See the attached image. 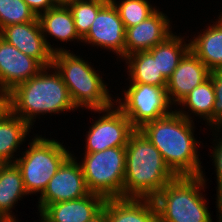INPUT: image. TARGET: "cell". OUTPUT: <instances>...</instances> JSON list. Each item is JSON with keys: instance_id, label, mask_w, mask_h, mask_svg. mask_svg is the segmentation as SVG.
Masks as SVG:
<instances>
[{"instance_id": "33", "label": "cell", "mask_w": 222, "mask_h": 222, "mask_svg": "<svg viewBox=\"0 0 222 222\" xmlns=\"http://www.w3.org/2000/svg\"><path fill=\"white\" fill-rule=\"evenodd\" d=\"M0 222H18L14 215L0 216Z\"/></svg>"}, {"instance_id": "9", "label": "cell", "mask_w": 222, "mask_h": 222, "mask_svg": "<svg viewBox=\"0 0 222 222\" xmlns=\"http://www.w3.org/2000/svg\"><path fill=\"white\" fill-rule=\"evenodd\" d=\"M91 111L103 115L93 122L86 134L85 153L126 147L129 136L135 129L124 113L115 104L106 109H91Z\"/></svg>"}, {"instance_id": "22", "label": "cell", "mask_w": 222, "mask_h": 222, "mask_svg": "<svg viewBox=\"0 0 222 222\" xmlns=\"http://www.w3.org/2000/svg\"><path fill=\"white\" fill-rule=\"evenodd\" d=\"M28 195L20 169L8 163L0 172V216L12 215V208Z\"/></svg>"}, {"instance_id": "1", "label": "cell", "mask_w": 222, "mask_h": 222, "mask_svg": "<svg viewBox=\"0 0 222 222\" xmlns=\"http://www.w3.org/2000/svg\"><path fill=\"white\" fill-rule=\"evenodd\" d=\"M188 113L180 108L174 109L139 129L160 151L166 165L177 177L200 176L203 172L197 154L200 143L194 137L193 114Z\"/></svg>"}, {"instance_id": "10", "label": "cell", "mask_w": 222, "mask_h": 222, "mask_svg": "<svg viewBox=\"0 0 222 222\" xmlns=\"http://www.w3.org/2000/svg\"><path fill=\"white\" fill-rule=\"evenodd\" d=\"M72 154L50 179L38 199L39 213L49 204L70 201L89 195L82 167Z\"/></svg>"}, {"instance_id": "4", "label": "cell", "mask_w": 222, "mask_h": 222, "mask_svg": "<svg viewBox=\"0 0 222 222\" xmlns=\"http://www.w3.org/2000/svg\"><path fill=\"white\" fill-rule=\"evenodd\" d=\"M206 182L203 172L200 176H178L169 182L153 198L158 222H213L201 192H205Z\"/></svg>"}, {"instance_id": "8", "label": "cell", "mask_w": 222, "mask_h": 222, "mask_svg": "<svg viewBox=\"0 0 222 222\" xmlns=\"http://www.w3.org/2000/svg\"><path fill=\"white\" fill-rule=\"evenodd\" d=\"M129 84L127 91H123L124 100L117 98L114 102L130 120L134 129H140L146 123L162 118L173 111L166 87L144 83Z\"/></svg>"}, {"instance_id": "26", "label": "cell", "mask_w": 222, "mask_h": 222, "mask_svg": "<svg viewBox=\"0 0 222 222\" xmlns=\"http://www.w3.org/2000/svg\"><path fill=\"white\" fill-rule=\"evenodd\" d=\"M110 1L117 8L125 28L139 24L157 10L148 0H121L120 3L116 0Z\"/></svg>"}, {"instance_id": "23", "label": "cell", "mask_w": 222, "mask_h": 222, "mask_svg": "<svg viewBox=\"0 0 222 222\" xmlns=\"http://www.w3.org/2000/svg\"><path fill=\"white\" fill-rule=\"evenodd\" d=\"M183 38L185 37L172 34L148 51L153 57H157L158 70L166 79L173 74L181 59L190 50V44Z\"/></svg>"}, {"instance_id": "19", "label": "cell", "mask_w": 222, "mask_h": 222, "mask_svg": "<svg viewBox=\"0 0 222 222\" xmlns=\"http://www.w3.org/2000/svg\"><path fill=\"white\" fill-rule=\"evenodd\" d=\"M215 23V24H214ZM190 50L212 71H222V14L189 41Z\"/></svg>"}, {"instance_id": "7", "label": "cell", "mask_w": 222, "mask_h": 222, "mask_svg": "<svg viewBox=\"0 0 222 222\" xmlns=\"http://www.w3.org/2000/svg\"><path fill=\"white\" fill-rule=\"evenodd\" d=\"M79 162L88 190L108 198H123L125 147H113L94 153H83Z\"/></svg>"}, {"instance_id": "17", "label": "cell", "mask_w": 222, "mask_h": 222, "mask_svg": "<svg viewBox=\"0 0 222 222\" xmlns=\"http://www.w3.org/2000/svg\"><path fill=\"white\" fill-rule=\"evenodd\" d=\"M103 209L108 222H158L153 199L108 198Z\"/></svg>"}, {"instance_id": "31", "label": "cell", "mask_w": 222, "mask_h": 222, "mask_svg": "<svg viewBox=\"0 0 222 222\" xmlns=\"http://www.w3.org/2000/svg\"><path fill=\"white\" fill-rule=\"evenodd\" d=\"M9 111V91L0 87V119Z\"/></svg>"}, {"instance_id": "30", "label": "cell", "mask_w": 222, "mask_h": 222, "mask_svg": "<svg viewBox=\"0 0 222 222\" xmlns=\"http://www.w3.org/2000/svg\"><path fill=\"white\" fill-rule=\"evenodd\" d=\"M24 1L37 17L40 14L47 12L49 9L56 6L53 0H24Z\"/></svg>"}, {"instance_id": "28", "label": "cell", "mask_w": 222, "mask_h": 222, "mask_svg": "<svg viewBox=\"0 0 222 222\" xmlns=\"http://www.w3.org/2000/svg\"><path fill=\"white\" fill-rule=\"evenodd\" d=\"M209 77L212 79L215 93L211 129H215V132L219 133L222 130V71H212Z\"/></svg>"}, {"instance_id": "24", "label": "cell", "mask_w": 222, "mask_h": 222, "mask_svg": "<svg viewBox=\"0 0 222 222\" xmlns=\"http://www.w3.org/2000/svg\"><path fill=\"white\" fill-rule=\"evenodd\" d=\"M215 102V93L212 79L209 77L201 85L195 87L177 105L189 109L193 114L199 116L212 128V109ZM184 106V107H183Z\"/></svg>"}, {"instance_id": "6", "label": "cell", "mask_w": 222, "mask_h": 222, "mask_svg": "<svg viewBox=\"0 0 222 222\" xmlns=\"http://www.w3.org/2000/svg\"><path fill=\"white\" fill-rule=\"evenodd\" d=\"M28 145L23 155L15 158V164L21 171L28 196L42 195L50 179L72 154L63 143L42 135H36Z\"/></svg>"}, {"instance_id": "5", "label": "cell", "mask_w": 222, "mask_h": 222, "mask_svg": "<svg viewBox=\"0 0 222 222\" xmlns=\"http://www.w3.org/2000/svg\"><path fill=\"white\" fill-rule=\"evenodd\" d=\"M88 61L69 50L53 54L52 67L68 88L70 98L78 109H106L115 104L102 76Z\"/></svg>"}, {"instance_id": "11", "label": "cell", "mask_w": 222, "mask_h": 222, "mask_svg": "<svg viewBox=\"0 0 222 222\" xmlns=\"http://www.w3.org/2000/svg\"><path fill=\"white\" fill-rule=\"evenodd\" d=\"M126 28L114 4L109 1L97 14L82 43L100 46L125 58Z\"/></svg>"}, {"instance_id": "34", "label": "cell", "mask_w": 222, "mask_h": 222, "mask_svg": "<svg viewBox=\"0 0 222 222\" xmlns=\"http://www.w3.org/2000/svg\"><path fill=\"white\" fill-rule=\"evenodd\" d=\"M56 5H68L74 0H53Z\"/></svg>"}, {"instance_id": "32", "label": "cell", "mask_w": 222, "mask_h": 222, "mask_svg": "<svg viewBox=\"0 0 222 222\" xmlns=\"http://www.w3.org/2000/svg\"><path fill=\"white\" fill-rule=\"evenodd\" d=\"M89 222H108L107 216H106V211L103 209L98 215H96Z\"/></svg>"}, {"instance_id": "35", "label": "cell", "mask_w": 222, "mask_h": 222, "mask_svg": "<svg viewBox=\"0 0 222 222\" xmlns=\"http://www.w3.org/2000/svg\"><path fill=\"white\" fill-rule=\"evenodd\" d=\"M8 163L0 157V172Z\"/></svg>"}, {"instance_id": "25", "label": "cell", "mask_w": 222, "mask_h": 222, "mask_svg": "<svg viewBox=\"0 0 222 222\" xmlns=\"http://www.w3.org/2000/svg\"><path fill=\"white\" fill-rule=\"evenodd\" d=\"M110 0H74L67 6L72 12L76 30L81 38L89 31L98 12Z\"/></svg>"}, {"instance_id": "27", "label": "cell", "mask_w": 222, "mask_h": 222, "mask_svg": "<svg viewBox=\"0 0 222 222\" xmlns=\"http://www.w3.org/2000/svg\"><path fill=\"white\" fill-rule=\"evenodd\" d=\"M37 18L24 0H0V31L12 24H22Z\"/></svg>"}, {"instance_id": "14", "label": "cell", "mask_w": 222, "mask_h": 222, "mask_svg": "<svg viewBox=\"0 0 222 222\" xmlns=\"http://www.w3.org/2000/svg\"><path fill=\"white\" fill-rule=\"evenodd\" d=\"M168 16L159 8L146 20L126 28L125 57L130 54L149 51L173 34Z\"/></svg>"}, {"instance_id": "12", "label": "cell", "mask_w": 222, "mask_h": 222, "mask_svg": "<svg viewBox=\"0 0 222 222\" xmlns=\"http://www.w3.org/2000/svg\"><path fill=\"white\" fill-rule=\"evenodd\" d=\"M0 36L43 67L52 66L54 53L46 44L38 17L31 22L6 26Z\"/></svg>"}, {"instance_id": "36", "label": "cell", "mask_w": 222, "mask_h": 222, "mask_svg": "<svg viewBox=\"0 0 222 222\" xmlns=\"http://www.w3.org/2000/svg\"><path fill=\"white\" fill-rule=\"evenodd\" d=\"M40 216H41L40 222H49V221H47L41 214H40Z\"/></svg>"}, {"instance_id": "16", "label": "cell", "mask_w": 222, "mask_h": 222, "mask_svg": "<svg viewBox=\"0 0 222 222\" xmlns=\"http://www.w3.org/2000/svg\"><path fill=\"white\" fill-rule=\"evenodd\" d=\"M106 198L90 193L79 199L47 205L40 214L49 222H89L98 215Z\"/></svg>"}, {"instance_id": "18", "label": "cell", "mask_w": 222, "mask_h": 222, "mask_svg": "<svg viewBox=\"0 0 222 222\" xmlns=\"http://www.w3.org/2000/svg\"><path fill=\"white\" fill-rule=\"evenodd\" d=\"M38 20L46 44L53 53L66 51V49L64 47H52L49 40H47L48 35L56 40H61L60 42L74 41V39L77 42H82V38L76 30L72 12L67 5H56L47 12L40 14Z\"/></svg>"}, {"instance_id": "21", "label": "cell", "mask_w": 222, "mask_h": 222, "mask_svg": "<svg viewBox=\"0 0 222 222\" xmlns=\"http://www.w3.org/2000/svg\"><path fill=\"white\" fill-rule=\"evenodd\" d=\"M125 60L129 83H144L156 87H166L167 79L158 70L157 57H153L148 51H140L129 56Z\"/></svg>"}, {"instance_id": "15", "label": "cell", "mask_w": 222, "mask_h": 222, "mask_svg": "<svg viewBox=\"0 0 222 222\" xmlns=\"http://www.w3.org/2000/svg\"><path fill=\"white\" fill-rule=\"evenodd\" d=\"M210 70L189 50L167 79L166 91L172 105L178 104L195 87L209 78Z\"/></svg>"}, {"instance_id": "13", "label": "cell", "mask_w": 222, "mask_h": 222, "mask_svg": "<svg viewBox=\"0 0 222 222\" xmlns=\"http://www.w3.org/2000/svg\"><path fill=\"white\" fill-rule=\"evenodd\" d=\"M44 67L0 36V87L9 92L37 75Z\"/></svg>"}, {"instance_id": "20", "label": "cell", "mask_w": 222, "mask_h": 222, "mask_svg": "<svg viewBox=\"0 0 222 222\" xmlns=\"http://www.w3.org/2000/svg\"><path fill=\"white\" fill-rule=\"evenodd\" d=\"M32 128L11 111L7 112L0 119V157L7 163H15L14 152L26 141Z\"/></svg>"}, {"instance_id": "3", "label": "cell", "mask_w": 222, "mask_h": 222, "mask_svg": "<svg viewBox=\"0 0 222 222\" xmlns=\"http://www.w3.org/2000/svg\"><path fill=\"white\" fill-rule=\"evenodd\" d=\"M9 103L10 111L31 127L40 115L77 110L67 86L52 66L44 67L37 75L15 86L9 92Z\"/></svg>"}, {"instance_id": "29", "label": "cell", "mask_w": 222, "mask_h": 222, "mask_svg": "<svg viewBox=\"0 0 222 222\" xmlns=\"http://www.w3.org/2000/svg\"><path fill=\"white\" fill-rule=\"evenodd\" d=\"M215 135L214 137H216L215 140L216 143H214V147L212 149V154L210 157H212L213 162L214 163V167H215V171H216V177H217V202H216V208L218 210V219L222 220V137L218 138V133L216 134L214 131H212ZM219 140V141H218Z\"/></svg>"}, {"instance_id": "2", "label": "cell", "mask_w": 222, "mask_h": 222, "mask_svg": "<svg viewBox=\"0 0 222 222\" xmlns=\"http://www.w3.org/2000/svg\"><path fill=\"white\" fill-rule=\"evenodd\" d=\"M125 151L123 198L153 199L177 177L139 129L130 134Z\"/></svg>"}]
</instances>
